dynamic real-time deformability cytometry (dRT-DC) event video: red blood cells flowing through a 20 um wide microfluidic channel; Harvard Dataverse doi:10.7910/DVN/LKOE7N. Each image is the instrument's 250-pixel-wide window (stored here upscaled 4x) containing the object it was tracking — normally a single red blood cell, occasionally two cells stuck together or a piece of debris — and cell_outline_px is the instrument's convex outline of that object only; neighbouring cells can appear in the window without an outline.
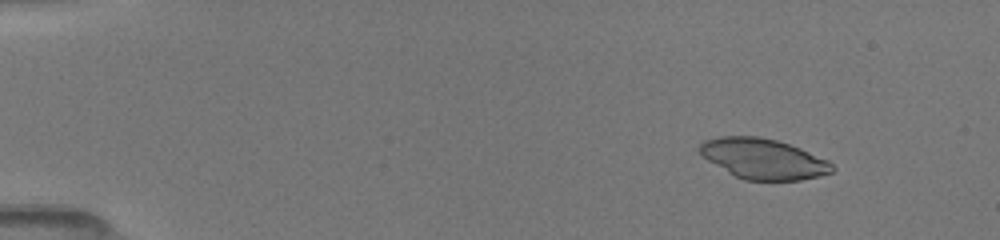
{"species": "common noctule bat (a hibernating species)", "species_latin": "Nyctalus noctula", "temperature_condition": "room temperature", "stored_images_in_passage": 51, "camera_frame_rate_fps": 3000, "um_per_image_px": 0.085, "animal": {"sex": "female", "body_mass_g": 19.5, "forearm_length_mm": 54.1}, "frame": {"image": 1, "passage_image": 6, "time_ms": 1.667, "image_size_px": [1000, 240], "cell_outline_px": [[836, 168], [832, 172], [820, 176], [800, 180], [744, 180], [728, 172], [708, 160], [700, 152], [700, 144], [704, 140], [720, 136], [756, 136], [776, 140], [800, 148], [828, 160]], "centroid_in_image_um": [64.9, 13.5], "position_along_channel_um": 20.1, "area_um2": 30.92}}